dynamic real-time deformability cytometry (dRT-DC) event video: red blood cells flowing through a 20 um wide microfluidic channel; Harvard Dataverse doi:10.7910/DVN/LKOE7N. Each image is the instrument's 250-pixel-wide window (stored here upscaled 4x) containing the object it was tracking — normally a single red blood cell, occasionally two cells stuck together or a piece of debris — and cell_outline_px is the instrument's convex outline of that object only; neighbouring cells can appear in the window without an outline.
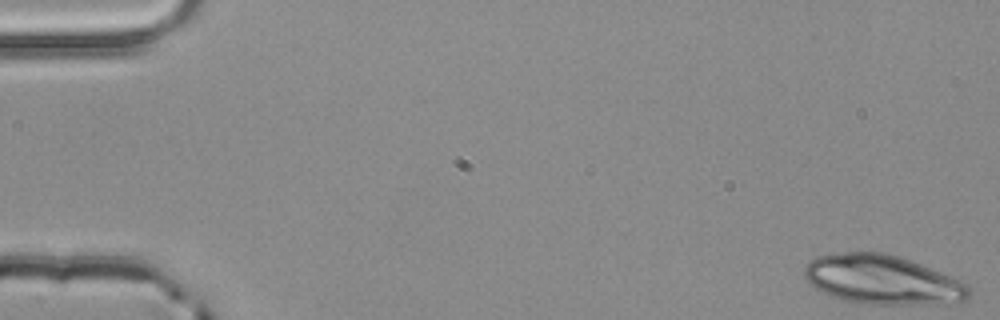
{"species": "common noctule bat (a hibernating species)", "species_latin": "Nyctalus noctula", "temperature_condition": "room temperature", "stored_images_in_passage": 17, "camera_frame_rate_fps": 3000, "um_per_image_px": 0.085, "animal": {"sex": "male", "body_mass_g": 20.4}, "frame": {"image": 1, "passage_image": 1, "time_ms": 0.0, "image_size_px": [1000, 320], "cell_outline_px": [[972, 292], [968, 300], [936, 304], [868, 304], [844, 300], [832, 296], [816, 288], [804, 280], [804, 268], [816, 256], [836, 252], [884, 252], [920, 264], [960, 280], [968, 284], [972, 288]], "centroid_in_image_um": [75.01, 23.78], "position_along_channel_um": 10.0, "area_um2": 47.22}}